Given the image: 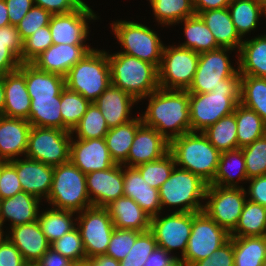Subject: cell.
Wrapping results in <instances>:
<instances>
[{
	"instance_id": "obj_1",
	"label": "cell",
	"mask_w": 266,
	"mask_h": 266,
	"mask_svg": "<svg viewBox=\"0 0 266 266\" xmlns=\"http://www.w3.org/2000/svg\"><path fill=\"white\" fill-rule=\"evenodd\" d=\"M146 97L149 104L141 116L144 125L155 128L169 141L191 132L187 90L159 88Z\"/></svg>"
},
{
	"instance_id": "obj_2",
	"label": "cell",
	"mask_w": 266,
	"mask_h": 266,
	"mask_svg": "<svg viewBox=\"0 0 266 266\" xmlns=\"http://www.w3.org/2000/svg\"><path fill=\"white\" fill-rule=\"evenodd\" d=\"M241 75L239 71L222 80V84L207 93H189L191 132H202L222 117L234 112L240 103Z\"/></svg>"
},
{
	"instance_id": "obj_3",
	"label": "cell",
	"mask_w": 266,
	"mask_h": 266,
	"mask_svg": "<svg viewBox=\"0 0 266 266\" xmlns=\"http://www.w3.org/2000/svg\"><path fill=\"white\" fill-rule=\"evenodd\" d=\"M111 84L133 96L137 102L159 89L158 68L124 53L108 54Z\"/></svg>"
},
{
	"instance_id": "obj_4",
	"label": "cell",
	"mask_w": 266,
	"mask_h": 266,
	"mask_svg": "<svg viewBox=\"0 0 266 266\" xmlns=\"http://www.w3.org/2000/svg\"><path fill=\"white\" fill-rule=\"evenodd\" d=\"M169 151L176 166L198 175L208 184L214 180L220 152L202 132H189L173 138Z\"/></svg>"
},
{
	"instance_id": "obj_5",
	"label": "cell",
	"mask_w": 266,
	"mask_h": 266,
	"mask_svg": "<svg viewBox=\"0 0 266 266\" xmlns=\"http://www.w3.org/2000/svg\"><path fill=\"white\" fill-rule=\"evenodd\" d=\"M65 85L94 102L111 85L108 52L93 48L69 70Z\"/></svg>"
},
{
	"instance_id": "obj_6",
	"label": "cell",
	"mask_w": 266,
	"mask_h": 266,
	"mask_svg": "<svg viewBox=\"0 0 266 266\" xmlns=\"http://www.w3.org/2000/svg\"><path fill=\"white\" fill-rule=\"evenodd\" d=\"M55 209L82 212L92 207L86 174L70 161L54 167L51 191L46 199Z\"/></svg>"
},
{
	"instance_id": "obj_7",
	"label": "cell",
	"mask_w": 266,
	"mask_h": 266,
	"mask_svg": "<svg viewBox=\"0 0 266 266\" xmlns=\"http://www.w3.org/2000/svg\"><path fill=\"white\" fill-rule=\"evenodd\" d=\"M207 187L208 183L198 175L174 167L159 189L161 208L165 205L182 206L176 212H202L204 205L200 200H205Z\"/></svg>"
},
{
	"instance_id": "obj_8",
	"label": "cell",
	"mask_w": 266,
	"mask_h": 266,
	"mask_svg": "<svg viewBox=\"0 0 266 266\" xmlns=\"http://www.w3.org/2000/svg\"><path fill=\"white\" fill-rule=\"evenodd\" d=\"M112 29L123 47L124 51L120 53L159 67L164 44L155 31L143 24L125 20L112 23Z\"/></svg>"
},
{
	"instance_id": "obj_9",
	"label": "cell",
	"mask_w": 266,
	"mask_h": 266,
	"mask_svg": "<svg viewBox=\"0 0 266 266\" xmlns=\"http://www.w3.org/2000/svg\"><path fill=\"white\" fill-rule=\"evenodd\" d=\"M72 136L71 131L32 126L25 157L53 167L67 163Z\"/></svg>"
},
{
	"instance_id": "obj_10",
	"label": "cell",
	"mask_w": 266,
	"mask_h": 266,
	"mask_svg": "<svg viewBox=\"0 0 266 266\" xmlns=\"http://www.w3.org/2000/svg\"><path fill=\"white\" fill-rule=\"evenodd\" d=\"M199 53L180 46H164L158 67L159 87L187 90L195 76Z\"/></svg>"
},
{
	"instance_id": "obj_11",
	"label": "cell",
	"mask_w": 266,
	"mask_h": 266,
	"mask_svg": "<svg viewBox=\"0 0 266 266\" xmlns=\"http://www.w3.org/2000/svg\"><path fill=\"white\" fill-rule=\"evenodd\" d=\"M246 190L241 187L208 185L203 212L229 234L235 229L246 202Z\"/></svg>"
},
{
	"instance_id": "obj_12",
	"label": "cell",
	"mask_w": 266,
	"mask_h": 266,
	"mask_svg": "<svg viewBox=\"0 0 266 266\" xmlns=\"http://www.w3.org/2000/svg\"><path fill=\"white\" fill-rule=\"evenodd\" d=\"M230 239V234L203 211L193 213L192 230L182 256L190 266L211 256Z\"/></svg>"
},
{
	"instance_id": "obj_13",
	"label": "cell",
	"mask_w": 266,
	"mask_h": 266,
	"mask_svg": "<svg viewBox=\"0 0 266 266\" xmlns=\"http://www.w3.org/2000/svg\"><path fill=\"white\" fill-rule=\"evenodd\" d=\"M76 225L83 241L85 255L90 259L106 254L115 229L109 212L104 207H90L79 212Z\"/></svg>"
},
{
	"instance_id": "obj_14",
	"label": "cell",
	"mask_w": 266,
	"mask_h": 266,
	"mask_svg": "<svg viewBox=\"0 0 266 266\" xmlns=\"http://www.w3.org/2000/svg\"><path fill=\"white\" fill-rule=\"evenodd\" d=\"M231 48L220 47L215 50L199 54V61L189 93L212 92L222 84V80L232 77L239 69L232 67L228 53Z\"/></svg>"
},
{
	"instance_id": "obj_15",
	"label": "cell",
	"mask_w": 266,
	"mask_h": 266,
	"mask_svg": "<svg viewBox=\"0 0 266 266\" xmlns=\"http://www.w3.org/2000/svg\"><path fill=\"white\" fill-rule=\"evenodd\" d=\"M159 214L151 218L150 231L154 234L157 246L171 251L181 249L184 255L192 230L193 212H173L165 217Z\"/></svg>"
},
{
	"instance_id": "obj_16",
	"label": "cell",
	"mask_w": 266,
	"mask_h": 266,
	"mask_svg": "<svg viewBox=\"0 0 266 266\" xmlns=\"http://www.w3.org/2000/svg\"><path fill=\"white\" fill-rule=\"evenodd\" d=\"M96 19V14L85 2L73 12L53 14L49 22L53 44H86L87 22Z\"/></svg>"
},
{
	"instance_id": "obj_17",
	"label": "cell",
	"mask_w": 266,
	"mask_h": 266,
	"mask_svg": "<svg viewBox=\"0 0 266 266\" xmlns=\"http://www.w3.org/2000/svg\"><path fill=\"white\" fill-rule=\"evenodd\" d=\"M122 166L115 164L109 169L86 174L87 191L92 206L105 208L114 200L124 196Z\"/></svg>"
},
{
	"instance_id": "obj_18",
	"label": "cell",
	"mask_w": 266,
	"mask_h": 266,
	"mask_svg": "<svg viewBox=\"0 0 266 266\" xmlns=\"http://www.w3.org/2000/svg\"><path fill=\"white\" fill-rule=\"evenodd\" d=\"M69 161L85 174L106 170L116 164L104 138L71 139Z\"/></svg>"
},
{
	"instance_id": "obj_19",
	"label": "cell",
	"mask_w": 266,
	"mask_h": 266,
	"mask_svg": "<svg viewBox=\"0 0 266 266\" xmlns=\"http://www.w3.org/2000/svg\"><path fill=\"white\" fill-rule=\"evenodd\" d=\"M170 141L155 128L142 124L134 136L133 143L123 166L137 165L155 161L169 152ZM128 164V165H126Z\"/></svg>"
},
{
	"instance_id": "obj_20",
	"label": "cell",
	"mask_w": 266,
	"mask_h": 266,
	"mask_svg": "<svg viewBox=\"0 0 266 266\" xmlns=\"http://www.w3.org/2000/svg\"><path fill=\"white\" fill-rule=\"evenodd\" d=\"M93 48L85 44H52L31 64L37 69L66 76L69 70Z\"/></svg>"
},
{
	"instance_id": "obj_21",
	"label": "cell",
	"mask_w": 266,
	"mask_h": 266,
	"mask_svg": "<svg viewBox=\"0 0 266 266\" xmlns=\"http://www.w3.org/2000/svg\"><path fill=\"white\" fill-rule=\"evenodd\" d=\"M15 168L22 190L38 199L48 198L51 191L54 167L25 157L9 161Z\"/></svg>"
},
{
	"instance_id": "obj_22",
	"label": "cell",
	"mask_w": 266,
	"mask_h": 266,
	"mask_svg": "<svg viewBox=\"0 0 266 266\" xmlns=\"http://www.w3.org/2000/svg\"><path fill=\"white\" fill-rule=\"evenodd\" d=\"M5 104L3 116L28 120L31 98L25 80V63L19 69L3 76Z\"/></svg>"
},
{
	"instance_id": "obj_23",
	"label": "cell",
	"mask_w": 266,
	"mask_h": 266,
	"mask_svg": "<svg viewBox=\"0 0 266 266\" xmlns=\"http://www.w3.org/2000/svg\"><path fill=\"white\" fill-rule=\"evenodd\" d=\"M6 237L17 247L25 262L33 266L51 247L38 221L10 227Z\"/></svg>"
},
{
	"instance_id": "obj_24",
	"label": "cell",
	"mask_w": 266,
	"mask_h": 266,
	"mask_svg": "<svg viewBox=\"0 0 266 266\" xmlns=\"http://www.w3.org/2000/svg\"><path fill=\"white\" fill-rule=\"evenodd\" d=\"M31 127L28 120L0 115V161L26 154Z\"/></svg>"
},
{
	"instance_id": "obj_25",
	"label": "cell",
	"mask_w": 266,
	"mask_h": 266,
	"mask_svg": "<svg viewBox=\"0 0 266 266\" xmlns=\"http://www.w3.org/2000/svg\"><path fill=\"white\" fill-rule=\"evenodd\" d=\"M136 101L133 96L111 84L94 103L101 111L108 127L112 128L134 119L129 117V114Z\"/></svg>"
},
{
	"instance_id": "obj_26",
	"label": "cell",
	"mask_w": 266,
	"mask_h": 266,
	"mask_svg": "<svg viewBox=\"0 0 266 266\" xmlns=\"http://www.w3.org/2000/svg\"><path fill=\"white\" fill-rule=\"evenodd\" d=\"M124 167V196L133 199L151 218L157 216L162 210L159 190L149 186L135 167Z\"/></svg>"
},
{
	"instance_id": "obj_27",
	"label": "cell",
	"mask_w": 266,
	"mask_h": 266,
	"mask_svg": "<svg viewBox=\"0 0 266 266\" xmlns=\"http://www.w3.org/2000/svg\"><path fill=\"white\" fill-rule=\"evenodd\" d=\"M40 199L21 191L0 201V234L5 220H11V227L28 224L38 220Z\"/></svg>"
},
{
	"instance_id": "obj_28",
	"label": "cell",
	"mask_w": 266,
	"mask_h": 266,
	"mask_svg": "<svg viewBox=\"0 0 266 266\" xmlns=\"http://www.w3.org/2000/svg\"><path fill=\"white\" fill-rule=\"evenodd\" d=\"M119 229H133L140 232L150 230L151 217L131 198L122 196L105 207Z\"/></svg>"
},
{
	"instance_id": "obj_29",
	"label": "cell",
	"mask_w": 266,
	"mask_h": 266,
	"mask_svg": "<svg viewBox=\"0 0 266 266\" xmlns=\"http://www.w3.org/2000/svg\"><path fill=\"white\" fill-rule=\"evenodd\" d=\"M198 15L212 32L216 43L220 47L234 50L238 48L237 51H239L243 39L236 31L228 8L207 10L200 12Z\"/></svg>"
},
{
	"instance_id": "obj_30",
	"label": "cell",
	"mask_w": 266,
	"mask_h": 266,
	"mask_svg": "<svg viewBox=\"0 0 266 266\" xmlns=\"http://www.w3.org/2000/svg\"><path fill=\"white\" fill-rule=\"evenodd\" d=\"M25 80L30 98L61 96L66 87L64 76L39 70L31 63H25Z\"/></svg>"
},
{
	"instance_id": "obj_31",
	"label": "cell",
	"mask_w": 266,
	"mask_h": 266,
	"mask_svg": "<svg viewBox=\"0 0 266 266\" xmlns=\"http://www.w3.org/2000/svg\"><path fill=\"white\" fill-rule=\"evenodd\" d=\"M238 53L240 75L266 78V35L243 40Z\"/></svg>"
},
{
	"instance_id": "obj_32",
	"label": "cell",
	"mask_w": 266,
	"mask_h": 266,
	"mask_svg": "<svg viewBox=\"0 0 266 266\" xmlns=\"http://www.w3.org/2000/svg\"><path fill=\"white\" fill-rule=\"evenodd\" d=\"M142 124L141 116H139L126 124L108 130L104 139L110 156L116 164L122 165L127 160L134 136Z\"/></svg>"
},
{
	"instance_id": "obj_33",
	"label": "cell",
	"mask_w": 266,
	"mask_h": 266,
	"mask_svg": "<svg viewBox=\"0 0 266 266\" xmlns=\"http://www.w3.org/2000/svg\"><path fill=\"white\" fill-rule=\"evenodd\" d=\"M234 266H262L266 260V236L230 237Z\"/></svg>"
},
{
	"instance_id": "obj_34",
	"label": "cell",
	"mask_w": 266,
	"mask_h": 266,
	"mask_svg": "<svg viewBox=\"0 0 266 266\" xmlns=\"http://www.w3.org/2000/svg\"><path fill=\"white\" fill-rule=\"evenodd\" d=\"M180 22H184V33L187 39L185 43L178 46L190 49L199 54L220 48L212 32L199 15L195 14Z\"/></svg>"
},
{
	"instance_id": "obj_35",
	"label": "cell",
	"mask_w": 266,
	"mask_h": 266,
	"mask_svg": "<svg viewBox=\"0 0 266 266\" xmlns=\"http://www.w3.org/2000/svg\"><path fill=\"white\" fill-rule=\"evenodd\" d=\"M60 103L61 96L31 98L28 122L31 126L62 130Z\"/></svg>"
},
{
	"instance_id": "obj_36",
	"label": "cell",
	"mask_w": 266,
	"mask_h": 266,
	"mask_svg": "<svg viewBox=\"0 0 266 266\" xmlns=\"http://www.w3.org/2000/svg\"><path fill=\"white\" fill-rule=\"evenodd\" d=\"M234 114L237 124L238 149L252 144L266 134V123L254 110L238 103Z\"/></svg>"
},
{
	"instance_id": "obj_37",
	"label": "cell",
	"mask_w": 266,
	"mask_h": 266,
	"mask_svg": "<svg viewBox=\"0 0 266 266\" xmlns=\"http://www.w3.org/2000/svg\"><path fill=\"white\" fill-rule=\"evenodd\" d=\"M227 8L241 38L256 29L262 14L266 16L259 0H232Z\"/></svg>"
},
{
	"instance_id": "obj_38",
	"label": "cell",
	"mask_w": 266,
	"mask_h": 266,
	"mask_svg": "<svg viewBox=\"0 0 266 266\" xmlns=\"http://www.w3.org/2000/svg\"><path fill=\"white\" fill-rule=\"evenodd\" d=\"M237 165V166H236ZM238 167L237 171V179L238 181L248 180L246 167H245V159L243 156V151L241 148L231 151H225L220 153L219 163L217 166V170L214 176V180L208 185H216L219 187H240L237 186V181L235 180V176L229 172L228 169L232 167ZM231 169V170H232Z\"/></svg>"
},
{
	"instance_id": "obj_39",
	"label": "cell",
	"mask_w": 266,
	"mask_h": 266,
	"mask_svg": "<svg viewBox=\"0 0 266 266\" xmlns=\"http://www.w3.org/2000/svg\"><path fill=\"white\" fill-rule=\"evenodd\" d=\"M266 236V207L246 200L230 237Z\"/></svg>"
},
{
	"instance_id": "obj_40",
	"label": "cell",
	"mask_w": 266,
	"mask_h": 266,
	"mask_svg": "<svg viewBox=\"0 0 266 266\" xmlns=\"http://www.w3.org/2000/svg\"><path fill=\"white\" fill-rule=\"evenodd\" d=\"M202 133L220 153L238 149L237 124L234 112L208 126Z\"/></svg>"
},
{
	"instance_id": "obj_41",
	"label": "cell",
	"mask_w": 266,
	"mask_h": 266,
	"mask_svg": "<svg viewBox=\"0 0 266 266\" xmlns=\"http://www.w3.org/2000/svg\"><path fill=\"white\" fill-rule=\"evenodd\" d=\"M74 214L73 211L55 208L39 214L37 221L50 244L76 227L77 224L73 223L74 220L72 219Z\"/></svg>"
},
{
	"instance_id": "obj_42",
	"label": "cell",
	"mask_w": 266,
	"mask_h": 266,
	"mask_svg": "<svg viewBox=\"0 0 266 266\" xmlns=\"http://www.w3.org/2000/svg\"><path fill=\"white\" fill-rule=\"evenodd\" d=\"M240 103L266 123V78L241 75Z\"/></svg>"
},
{
	"instance_id": "obj_43",
	"label": "cell",
	"mask_w": 266,
	"mask_h": 266,
	"mask_svg": "<svg viewBox=\"0 0 266 266\" xmlns=\"http://www.w3.org/2000/svg\"><path fill=\"white\" fill-rule=\"evenodd\" d=\"M155 19L162 25L180 23L194 16L193 0H149Z\"/></svg>"
},
{
	"instance_id": "obj_44",
	"label": "cell",
	"mask_w": 266,
	"mask_h": 266,
	"mask_svg": "<svg viewBox=\"0 0 266 266\" xmlns=\"http://www.w3.org/2000/svg\"><path fill=\"white\" fill-rule=\"evenodd\" d=\"M90 101L65 87L61 92L62 130L72 131L85 114Z\"/></svg>"
},
{
	"instance_id": "obj_45",
	"label": "cell",
	"mask_w": 266,
	"mask_h": 266,
	"mask_svg": "<svg viewBox=\"0 0 266 266\" xmlns=\"http://www.w3.org/2000/svg\"><path fill=\"white\" fill-rule=\"evenodd\" d=\"M109 129L101 111L92 102L71 133L75 132L78 139L104 138Z\"/></svg>"
},
{
	"instance_id": "obj_46",
	"label": "cell",
	"mask_w": 266,
	"mask_h": 266,
	"mask_svg": "<svg viewBox=\"0 0 266 266\" xmlns=\"http://www.w3.org/2000/svg\"><path fill=\"white\" fill-rule=\"evenodd\" d=\"M174 167H176L175 159L169 151L160 159L137 165L135 168L149 186L159 190L161 185L170 177Z\"/></svg>"
},
{
	"instance_id": "obj_47",
	"label": "cell",
	"mask_w": 266,
	"mask_h": 266,
	"mask_svg": "<svg viewBox=\"0 0 266 266\" xmlns=\"http://www.w3.org/2000/svg\"><path fill=\"white\" fill-rule=\"evenodd\" d=\"M241 149L248 179L266 175V134Z\"/></svg>"
},
{
	"instance_id": "obj_48",
	"label": "cell",
	"mask_w": 266,
	"mask_h": 266,
	"mask_svg": "<svg viewBox=\"0 0 266 266\" xmlns=\"http://www.w3.org/2000/svg\"><path fill=\"white\" fill-rule=\"evenodd\" d=\"M157 247L154 234L149 230L142 232L135 240L125 258L119 261L120 266H144L147 258Z\"/></svg>"
},
{
	"instance_id": "obj_49",
	"label": "cell",
	"mask_w": 266,
	"mask_h": 266,
	"mask_svg": "<svg viewBox=\"0 0 266 266\" xmlns=\"http://www.w3.org/2000/svg\"><path fill=\"white\" fill-rule=\"evenodd\" d=\"M51 248L73 262L87 259L83 241L77 227L53 242Z\"/></svg>"
},
{
	"instance_id": "obj_50",
	"label": "cell",
	"mask_w": 266,
	"mask_h": 266,
	"mask_svg": "<svg viewBox=\"0 0 266 266\" xmlns=\"http://www.w3.org/2000/svg\"><path fill=\"white\" fill-rule=\"evenodd\" d=\"M52 44L49 25L38 28L37 31L23 41L22 63H31Z\"/></svg>"
},
{
	"instance_id": "obj_51",
	"label": "cell",
	"mask_w": 266,
	"mask_h": 266,
	"mask_svg": "<svg viewBox=\"0 0 266 266\" xmlns=\"http://www.w3.org/2000/svg\"><path fill=\"white\" fill-rule=\"evenodd\" d=\"M142 232L133 229L115 228L106 255L121 261L125 258L135 243L136 238Z\"/></svg>"
},
{
	"instance_id": "obj_52",
	"label": "cell",
	"mask_w": 266,
	"mask_h": 266,
	"mask_svg": "<svg viewBox=\"0 0 266 266\" xmlns=\"http://www.w3.org/2000/svg\"><path fill=\"white\" fill-rule=\"evenodd\" d=\"M52 14L42 7L34 5L25 17L16 25L22 41L31 36L38 28L48 26Z\"/></svg>"
},
{
	"instance_id": "obj_53",
	"label": "cell",
	"mask_w": 266,
	"mask_h": 266,
	"mask_svg": "<svg viewBox=\"0 0 266 266\" xmlns=\"http://www.w3.org/2000/svg\"><path fill=\"white\" fill-rule=\"evenodd\" d=\"M23 43H0V75L19 69L22 63Z\"/></svg>"
},
{
	"instance_id": "obj_54",
	"label": "cell",
	"mask_w": 266,
	"mask_h": 266,
	"mask_svg": "<svg viewBox=\"0 0 266 266\" xmlns=\"http://www.w3.org/2000/svg\"><path fill=\"white\" fill-rule=\"evenodd\" d=\"M21 191L16 168L9 161H0V199L10 198Z\"/></svg>"
},
{
	"instance_id": "obj_55",
	"label": "cell",
	"mask_w": 266,
	"mask_h": 266,
	"mask_svg": "<svg viewBox=\"0 0 266 266\" xmlns=\"http://www.w3.org/2000/svg\"><path fill=\"white\" fill-rule=\"evenodd\" d=\"M192 266H234L233 241L229 239L211 256L195 262Z\"/></svg>"
},
{
	"instance_id": "obj_56",
	"label": "cell",
	"mask_w": 266,
	"mask_h": 266,
	"mask_svg": "<svg viewBox=\"0 0 266 266\" xmlns=\"http://www.w3.org/2000/svg\"><path fill=\"white\" fill-rule=\"evenodd\" d=\"M0 234V266H29L17 247Z\"/></svg>"
},
{
	"instance_id": "obj_57",
	"label": "cell",
	"mask_w": 266,
	"mask_h": 266,
	"mask_svg": "<svg viewBox=\"0 0 266 266\" xmlns=\"http://www.w3.org/2000/svg\"><path fill=\"white\" fill-rule=\"evenodd\" d=\"M82 0H34V5L42 7L53 14H66L78 9Z\"/></svg>"
},
{
	"instance_id": "obj_58",
	"label": "cell",
	"mask_w": 266,
	"mask_h": 266,
	"mask_svg": "<svg viewBox=\"0 0 266 266\" xmlns=\"http://www.w3.org/2000/svg\"><path fill=\"white\" fill-rule=\"evenodd\" d=\"M9 22L16 26L34 6V0H5Z\"/></svg>"
},
{
	"instance_id": "obj_59",
	"label": "cell",
	"mask_w": 266,
	"mask_h": 266,
	"mask_svg": "<svg viewBox=\"0 0 266 266\" xmlns=\"http://www.w3.org/2000/svg\"><path fill=\"white\" fill-rule=\"evenodd\" d=\"M247 181H250L246 192L250 195L248 200L266 207V175L253 177Z\"/></svg>"
},
{
	"instance_id": "obj_60",
	"label": "cell",
	"mask_w": 266,
	"mask_h": 266,
	"mask_svg": "<svg viewBox=\"0 0 266 266\" xmlns=\"http://www.w3.org/2000/svg\"><path fill=\"white\" fill-rule=\"evenodd\" d=\"M72 264V260L50 247L33 266H72Z\"/></svg>"
},
{
	"instance_id": "obj_61",
	"label": "cell",
	"mask_w": 266,
	"mask_h": 266,
	"mask_svg": "<svg viewBox=\"0 0 266 266\" xmlns=\"http://www.w3.org/2000/svg\"><path fill=\"white\" fill-rule=\"evenodd\" d=\"M170 253L157 246L147 258L144 266H168L177 256H169Z\"/></svg>"
},
{
	"instance_id": "obj_62",
	"label": "cell",
	"mask_w": 266,
	"mask_h": 266,
	"mask_svg": "<svg viewBox=\"0 0 266 266\" xmlns=\"http://www.w3.org/2000/svg\"><path fill=\"white\" fill-rule=\"evenodd\" d=\"M232 0H193V8L196 15L212 9L227 8Z\"/></svg>"
},
{
	"instance_id": "obj_63",
	"label": "cell",
	"mask_w": 266,
	"mask_h": 266,
	"mask_svg": "<svg viewBox=\"0 0 266 266\" xmlns=\"http://www.w3.org/2000/svg\"><path fill=\"white\" fill-rule=\"evenodd\" d=\"M0 43H23L17 27L11 24L0 27Z\"/></svg>"
},
{
	"instance_id": "obj_64",
	"label": "cell",
	"mask_w": 266,
	"mask_h": 266,
	"mask_svg": "<svg viewBox=\"0 0 266 266\" xmlns=\"http://www.w3.org/2000/svg\"><path fill=\"white\" fill-rule=\"evenodd\" d=\"M93 266H120L119 261L103 254L90 258Z\"/></svg>"
},
{
	"instance_id": "obj_65",
	"label": "cell",
	"mask_w": 266,
	"mask_h": 266,
	"mask_svg": "<svg viewBox=\"0 0 266 266\" xmlns=\"http://www.w3.org/2000/svg\"><path fill=\"white\" fill-rule=\"evenodd\" d=\"M8 9L5 0H0V27L9 25Z\"/></svg>"
},
{
	"instance_id": "obj_66",
	"label": "cell",
	"mask_w": 266,
	"mask_h": 266,
	"mask_svg": "<svg viewBox=\"0 0 266 266\" xmlns=\"http://www.w3.org/2000/svg\"><path fill=\"white\" fill-rule=\"evenodd\" d=\"M4 104H5L4 80L3 76L0 75V115L3 114Z\"/></svg>"
},
{
	"instance_id": "obj_67",
	"label": "cell",
	"mask_w": 266,
	"mask_h": 266,
	"mask_svg": "<svg viewBox=\"0 0 266 266\" xmlns=\"http://www.w3.org/2000/svg\"><path fill=\"white\" fill-rule=\"evenodd\" d=\"M168 266H190V265L182 258L177 257Z\"/></svg>"
},
{
	"instance_id": "obj_68",
	"label": "cell",
	"mask_w": 266,
	"mask_h": 266,
	"mask_svg": "<svg viewBox=\"0 0 266 266\" xmlns=\"http://www.w3.org/2000/svg\"><path fill=\"white\" fill-rule=\"evenodd\" d=\"M72 266H93L90 259L73 262Z\"/></svg>"
},
{
	"instance_id": "obj_69",
	"label": "cell",
	"mask_w": 266,
	"mask_h": 266,
	"mask_svg": "<svg viewBox=\"0 0 266 266\" xmlns=\"http://www.w3.org/2000/svg\"><path fill=\"white\" fill-rule=\"evenodd\" d=\"M261 6L263 7L264 11L266 12V0H259Z\"/></svg>"
}]
</instances>
